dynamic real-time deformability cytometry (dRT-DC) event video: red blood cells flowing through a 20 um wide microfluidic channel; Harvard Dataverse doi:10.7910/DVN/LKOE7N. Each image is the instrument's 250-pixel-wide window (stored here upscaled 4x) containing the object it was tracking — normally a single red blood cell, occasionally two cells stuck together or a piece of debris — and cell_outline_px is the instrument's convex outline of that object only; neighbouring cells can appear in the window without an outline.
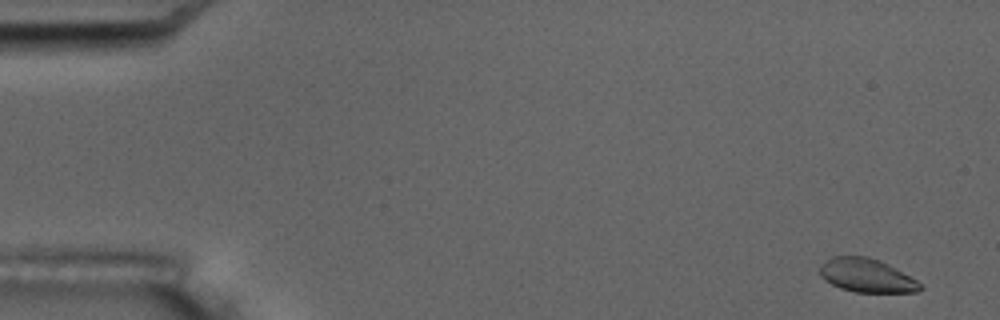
{"species": "common noctule bat (a hibernating species)", "species_latin": "Nyctalus noctula", "temperature_condition": "room temperature", "stored_images_in_passage": 10, "camera_frame_rate_fps": 3000, "um_per_image_px": 0.085, "animal": {"sex": "male", "body_mass_g": 17.5, "forearm_length_mm": 52.3}, "frame": {"image": 1, "passage_image": 2, "time_ms": 1.0, "image_size_px": [1000, 320], "cell_outline_px": [[924, 288], [916, 292], [856, 292], [840, 288], [824, 280], [820, 276], [820, 268], [832, 256], [868, 256], [880, 260], [888, 264], [916, 280]], "centroid_in_image_um": [73.67, 23.42], "position_along_channel_um": 11.3, "area_um2": 19.48}}
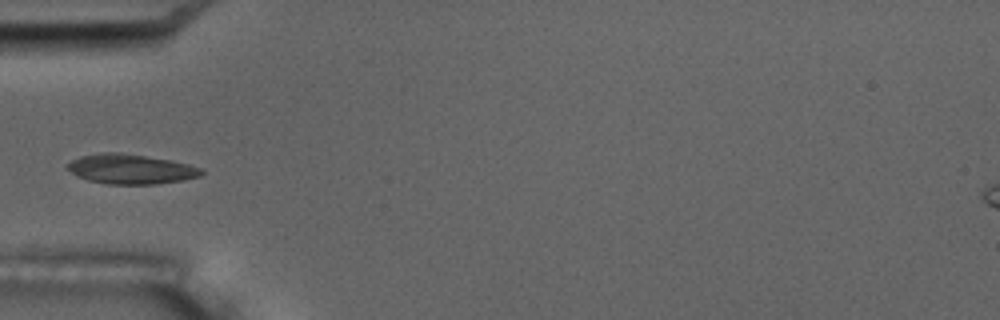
{"frame": {"image": 2, "passage_image": 7, "time_ms": 6.667, "image_size_px": [1000, 320], "cell_outline_px": [[204, 172], [200, 176], [184, 180], [156, 184], [108, 184], [88, 180], [76, 176], [64, 168], [72, 160], [80, 156], [100, 152], [120, 152], [172, 160], [204, 168]], "centroid_in_image_um": [11.11, 14.36], "position_along_channel_um": 73.9, "area_um2": 23.52}}
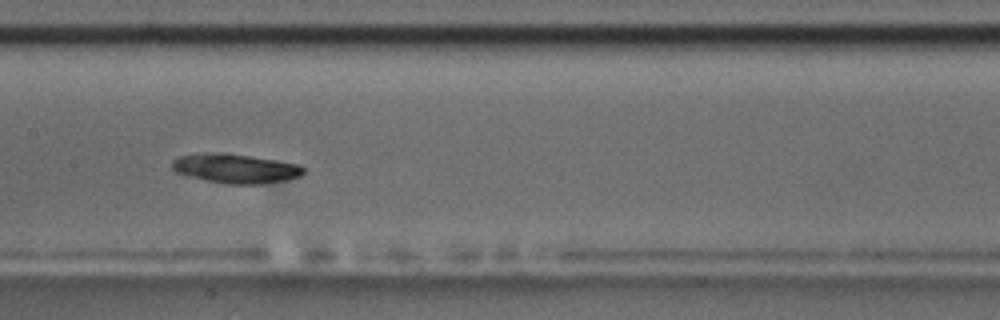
{"frame": {"image": 3, "passage_image": 10, "time_ms": 10.0, "image_size_px": [1000, 320], "cell_outline_px": [[304, 172], [300, 176], [264, 184], [228, 184], [188, 176], [176, 172], [172, 168], [172, 160], [180, 156], [212, 152], [224, 152], [276, 160], [296, 164], [304, 168]], "centroid_in_image_um": [19.99, 14.31], "position_along_channel_um": 187.4, "area_um2": 22.2}}